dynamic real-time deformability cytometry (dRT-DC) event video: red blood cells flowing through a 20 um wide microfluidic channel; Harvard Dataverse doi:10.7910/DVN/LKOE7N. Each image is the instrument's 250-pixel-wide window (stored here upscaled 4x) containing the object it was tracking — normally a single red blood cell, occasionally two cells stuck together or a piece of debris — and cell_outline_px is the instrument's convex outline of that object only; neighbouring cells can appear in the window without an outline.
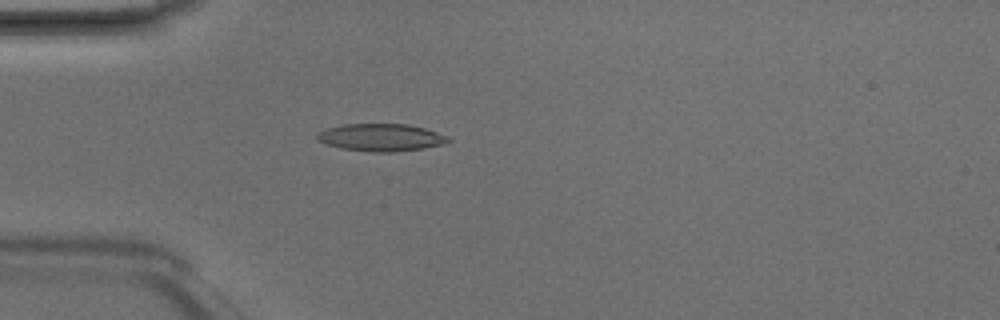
{"species": "Egyptian fruit bat (a non-hibernating species)", "species_latin": "Rousettus aegyptiacus", "temperature_condition": "room temperature", "stored_images_in_passage": 4, "camera_frame_rate_fps": 3000, "um_per_image_px": 0.085, "animal": {"sex": "male"}, "frame": {"image": 1, "passage_image": 4, "time_ms": 1.0, "image_size_px": [1000, 320], "cell_outline_px": [[452, 140], [444, 144], [424, 148], [392, 152], [372, 152], [340, 148], [324, 144], [316, 140], [316, 136], [320, 132], [328, 128], [344, 124], [408, 124], [424, 128], [448, 136]], "centroid_in_image_um": [32.38, 11.69], "position_along_channel_um": 52.6, "area_um2": 20.98}}